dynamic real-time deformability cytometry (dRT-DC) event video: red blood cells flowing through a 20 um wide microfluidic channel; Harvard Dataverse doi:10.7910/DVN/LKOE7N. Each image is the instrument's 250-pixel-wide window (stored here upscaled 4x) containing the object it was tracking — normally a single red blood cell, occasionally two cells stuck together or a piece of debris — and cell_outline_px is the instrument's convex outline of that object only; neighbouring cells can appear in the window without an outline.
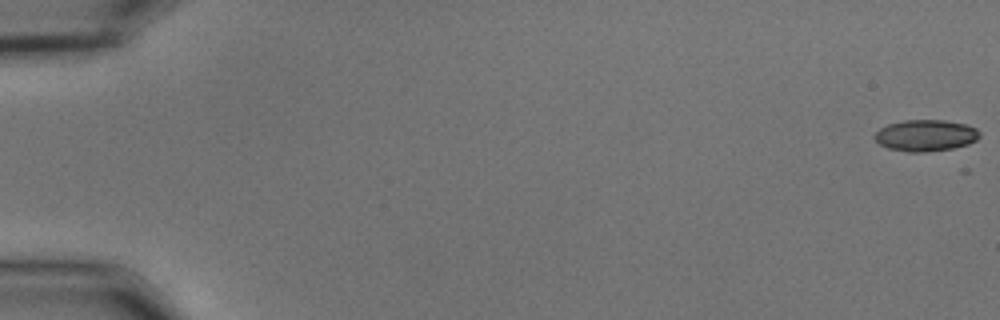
{"species": "common noctule bat (a hibernating species)", "species_latin": "Nyctalus noctula", "temperature_condition": "cold", "stored_images_in_passage": 18, "camera_frame_rate_fps": 3000, "um_per_image_px": 0.085, "animal": {"sex": "male", "body_mass_g": 15.6}, "frame": {"image": 1, "passage_image": 1, "time_ms": 0.0, "image_size_px": [1000, 320], "cell_outline_px": [[980, 136], [976, 140], [968, 144], [952, 148], [924, 152], [908, 152], [888, 148], [880, 144], [872, 136], [880, 128], [888, 124], [904, 120], [944, 120], [964, 124], [976, 128], [980, 132]], "centroid_in_image_um": [78.67, 11.51], "position_along_channel_um": 6.3, "area_um2": 19.19}}
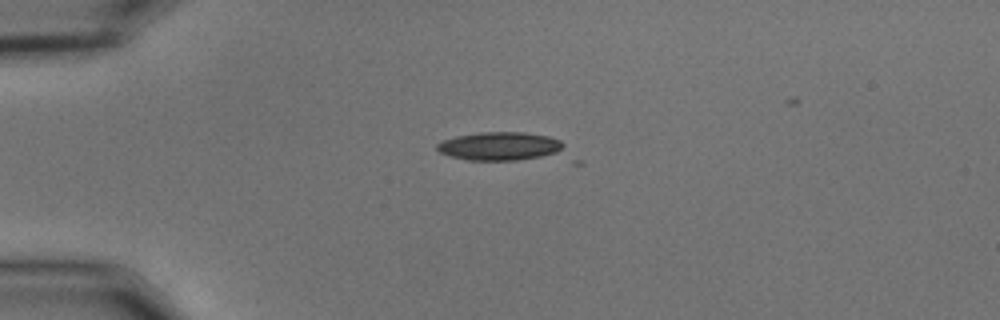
{"frame": {"image": 2, "passage_image": 15, "time_ms": 4.667, "image_size_px": [1000, 320], "cell_outline_px": [[564, 152], [516, 160], [468, 160], [452, 156], [440, 152], [436, 148], [436, 144], [444, 140], [456, 136], [480, 132], [524, 132], [548, 136], [560, 140], [564, 144]], "centroid_in_image_um": [42.51, 12.41], "position_along_channel_um": 42.5, "area_um2": 20.87}}